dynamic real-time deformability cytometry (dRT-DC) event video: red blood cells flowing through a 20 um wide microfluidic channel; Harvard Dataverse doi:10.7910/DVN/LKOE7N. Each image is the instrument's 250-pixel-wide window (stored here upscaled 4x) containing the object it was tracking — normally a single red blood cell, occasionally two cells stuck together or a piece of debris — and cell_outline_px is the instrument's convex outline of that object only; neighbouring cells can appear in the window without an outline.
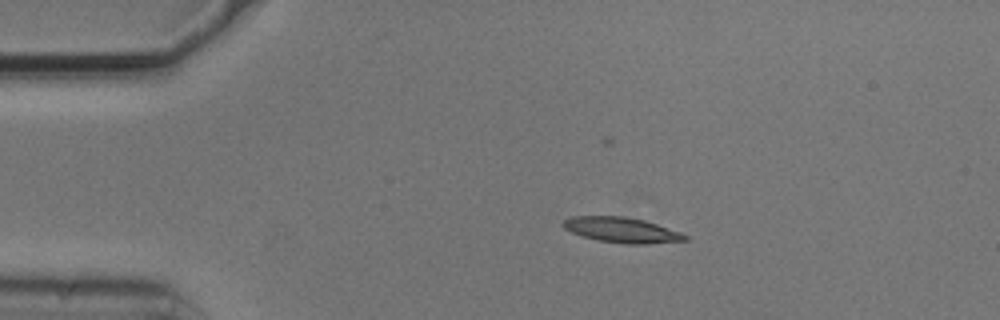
{"species": "common noctule bat (a hibernating species)", "species_latin": "Nyctalus noctula", "temperature_condition": "cold", "stored_images_in_passage": 6, "camera_frame_rate_fps": 3000, "um_per_image_px": 0.085, "animal": {"sex": "male", "body_mass_g": 20.5, "forearm_length_mm": 52.5}, "frame": {"image": 1, "passage_image": 2, "time_ms": 0.333, "image_size_px": [1000, 320], "cell_outline_px": [[688, 240], [648, 244], [624, 244], [600, 240], [584, 236], [572, 232], [564, 228], [560, 224], [568, 216], [624, 216], [644, 220], [680, 232], [688, 236]], "centroid_in_image_um": [52.83, 19.54], "position_along_channel_um": 32.2, "area_um2": 17.92}}
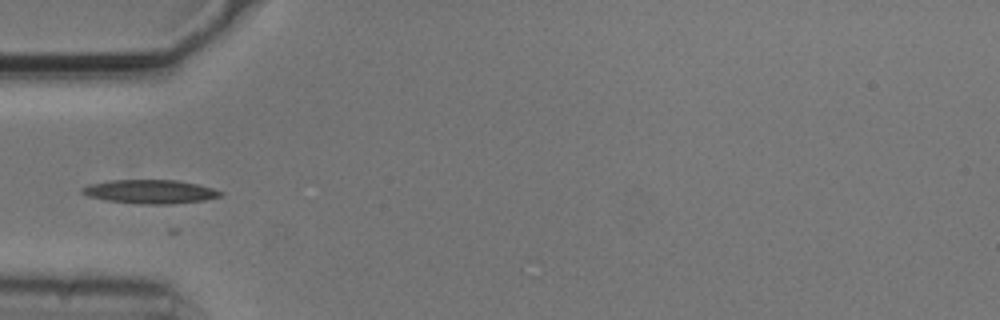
{"frame": {"image": 2, "passage_image": 4, "time_ms": 1.0, "image_size_px": [1000, 320], "cell_outline_px": [[224, 192], [220, 196], [204, 200], [168, 204], [140, 204], [104, 200], [88, 196], [80, 192], [80, 188], [92, 184], [108, 180], [176, 180], [196, 184], [212, 188]], "centroid_in_image_um": [12.73, 16.29], "position_along_channel_um": 72.3, "area_um2": 19.07}}
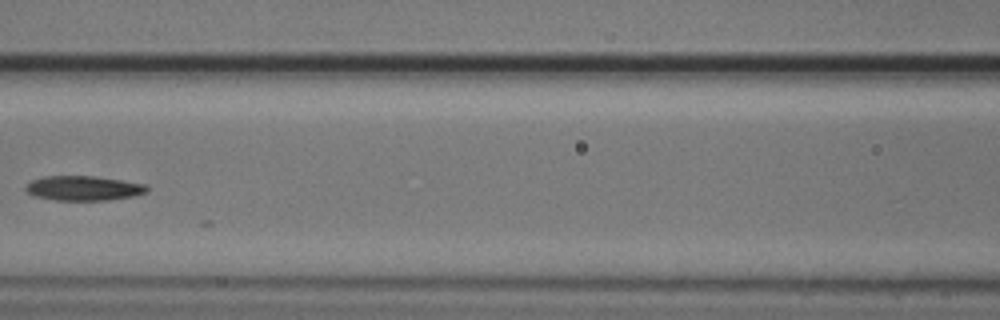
{"frame": {"image": 3, "passage_image": 6, "time_ms": 1.667, "image_size_px": [1000, 320], "cell_outline_px": [[148, 192], [132, 196], [108, 200], [56, 200], [32, 196], [24, 188], [32, 180], [44, 176], [96, 176], [144, 184], [148, 188]], "centroid_in_image_um": [7.07, 16.0], "position_along_channel_um": 159.5, "area_um2": 17.34}}